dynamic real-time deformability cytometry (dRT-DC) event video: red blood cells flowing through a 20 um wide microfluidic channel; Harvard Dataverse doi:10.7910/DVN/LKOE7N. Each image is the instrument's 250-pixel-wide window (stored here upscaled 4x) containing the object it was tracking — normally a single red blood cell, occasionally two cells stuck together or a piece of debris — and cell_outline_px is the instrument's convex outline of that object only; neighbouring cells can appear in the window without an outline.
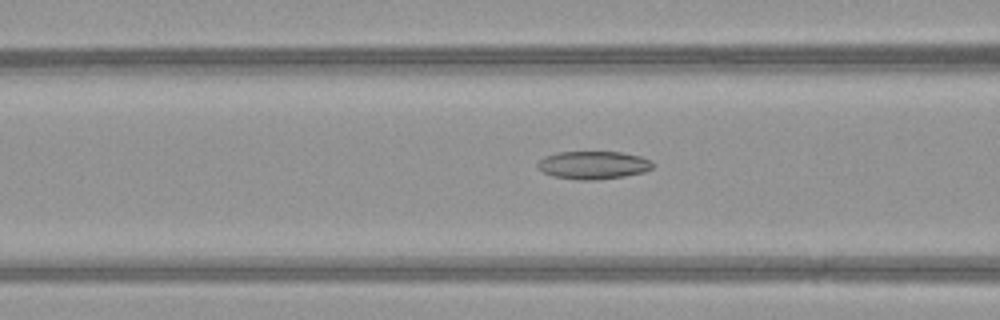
{"species": "common noctule bat (a hibernating species)", "species_latin": "Nyctalus noctula", "temperature_condition": "warm", "stored_images_in_passage": 12, "camera_frame_rate_fps": 3000, "um_per_image_px": 0.085, "animal": {"sex": "female", "body_mass_g": 21.9}, "frame": {"image": 1, "passage_image": 7, "time_ms": 2.0, "image_size_px": [1000, 320], "cell_outline_px": [[656, 164], [652, 168], [644, 172], [624, 176], [596, 180], [576, 180], [552, 176], [536, 168], [536, 164], [544, 156], [556, 152], [620, 152], [640, 156], [652, 160]], "centroid_in_image_um": [50.42, 14.03], "position_along_channel_um": 116.2, "area_um2": 19.02}}
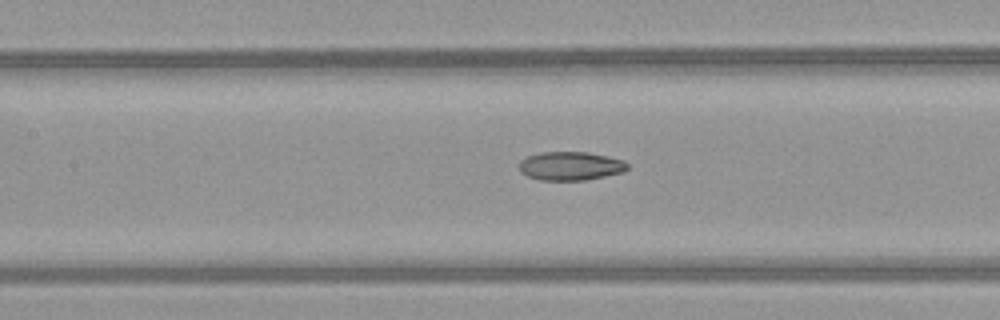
{"frame": {"image": 2, "passage_image": 10, "time_ms": 3.0, "image_size_px": [1000, 320], "cell_outline_px": [[628, 168], [624, 172], [584, 180], [540, 180], [528, 176], [520, 172], [520, 160], [528, 156], [540, 152], [588, 152], [624, 160], [628, 164]], "centroid_in_image_um": [48.5, 14.1], "position_along_channel_um": 158.9, "area_um2": 18.03}}